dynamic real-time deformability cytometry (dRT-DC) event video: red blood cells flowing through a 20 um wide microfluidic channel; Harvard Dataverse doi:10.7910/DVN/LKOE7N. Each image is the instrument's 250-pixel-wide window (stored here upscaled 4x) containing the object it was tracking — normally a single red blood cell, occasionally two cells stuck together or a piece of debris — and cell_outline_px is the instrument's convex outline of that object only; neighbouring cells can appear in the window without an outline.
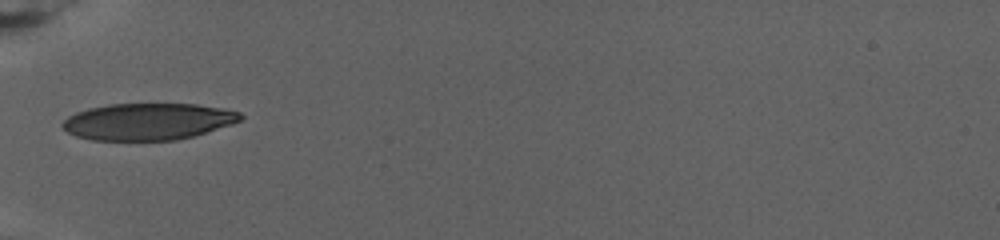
{"species": "human", "species_latin": "Homo sapiens", "temperature_condition": "warm", "stored_images_in_passage": 51, "camera_frame_rate_fps": 3000, "um_per_image_px": 0.085, "donor": {"sex": "female"}, "frame": {"image": 1, "passage_image": 1, "time_ms": 0.0, "image_size_px": [1000, 240], "cell_outline_px": [[244, 116], [240, 120], [232, 124], [192, 136], [176, 140], [92, 140], [76, 136], [68, 132], [60, 124], [68, 116], [76, 112], [88, 108], [108, 104], [196, 104], [220, 108], [240, 112]], "centroid_in_image_um": [12.55, 10.33], "position_along_channel_um": 72.5, "area_um2": 37.97}}
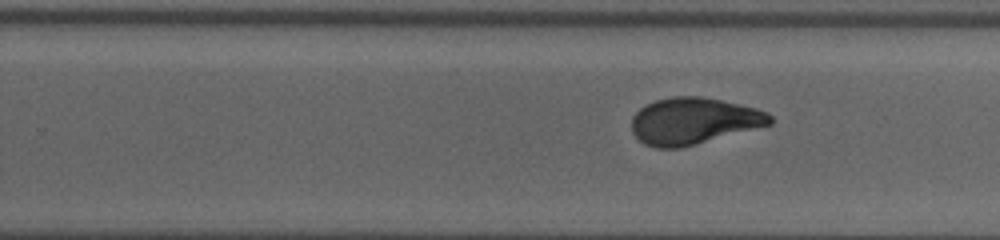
{"frame": {"image": 2, "passage_image": 24, "time_ms": 7.667, "image_size_px": [1000, 240], "cell_outline_px": [[772, 124], [696, 144], [680, 148], [656, 148], [644, 144], [632, 132], [632, 116], [640, 108], [656, 100], [672, 96], [700, 96], [720, 100], [756, 108], [768, 112], [772, 116]], "centroid_in_image_um": [58.95, 10.28], "position_along_channel_um": 270.9, "area_um2": 37.45}}
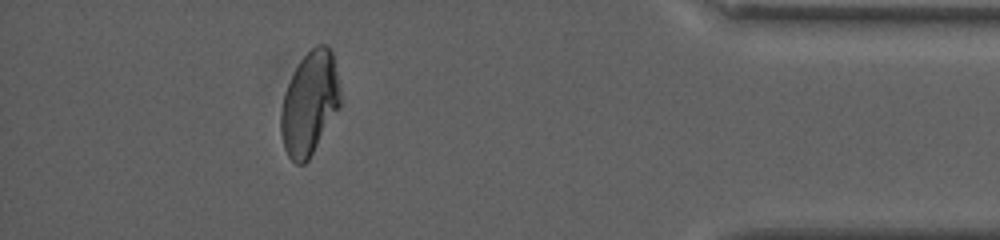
{"frame": {"image": 3, "passage_image": 44, "time_ms": 14.333, "image_size_px": [1000, 240], "cell_outline_px": [[340, 108], [308, 160], [304, 164], [296, 164], [288, 156], [284, 148], [280, 132], [280, 112], [284, 92], [300, 60], [316, 44], [328, 44], [332, 48], [340, 88]], "centroid_in_image_um": [26.32, 8.77], "position_along_channel_um": 408.9, "area_um2": 36.01}, "authors_computed_cell_mechanics": {"area_um2": 37.57, "velocity_mm_per_s": 2.6234, "shape_relaxation_time_tau1_ms": 7.6365, "shape_relaxation_time_tau2_ms": 1.143, "deformation_change_tau1": 0.2087, "deformation_change_tau2": 0.0602}}